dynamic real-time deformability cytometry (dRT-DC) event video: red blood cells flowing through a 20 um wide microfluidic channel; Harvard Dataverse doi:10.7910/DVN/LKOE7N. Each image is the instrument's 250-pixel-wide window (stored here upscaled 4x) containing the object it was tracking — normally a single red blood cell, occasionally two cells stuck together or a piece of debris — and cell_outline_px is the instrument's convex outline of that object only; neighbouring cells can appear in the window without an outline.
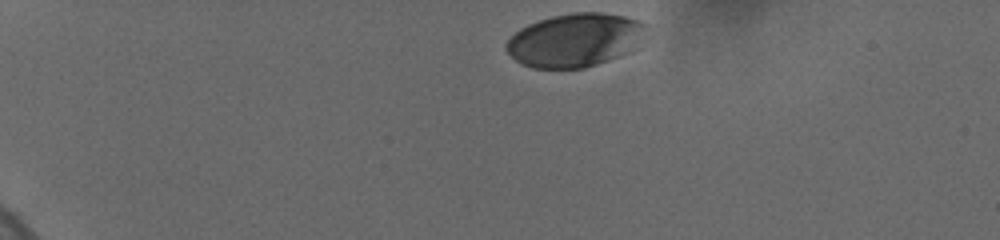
{"species": "human", "species_latin": "Homo sapiens", "temperature_condition": "cold", "stored_images_in_passage": 49, "camera_frame_rate_fps": 3000, "um_per_image_px": 0.085, "donor": {"sex": "female"}, "frame": {"image": 1, "passage_image": 1, "time_ms": 0.0, "image_size_px": [1000, 240], "cell_outline_px": [[644, 28], [636, 48], [632, 52], [584, 68], [532, 68], [520, 64], [504, 48], [504, 44], [520, 28], [528, 24], [552, 16], [576, 12], [600, 12], [624, 16], [640, 20], [644, 24]], "centroid_in_image_um": [48.85, 3.41], "position_along_channel_um": 36.2, "area_um2": 43.41}}
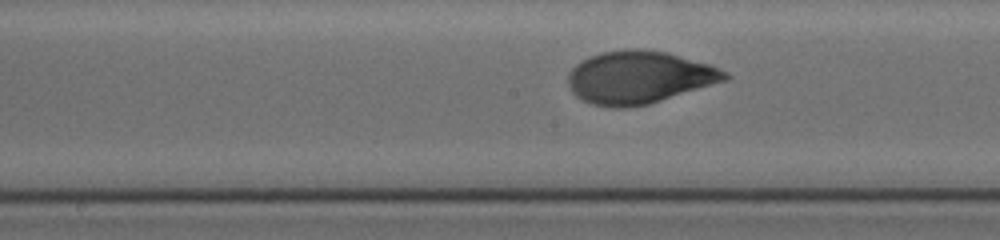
{"frame": {"image": 2, "passage_image": 26, "time_ms": 6.667, "image_size_px": [1000, 240], "cell_outline_px": [[732, 76], [728, 80], [648, 104], [628, 108], [612, 108], [592, 104], [576, 96], [572, 92], [568, 84], [568, 72], [580, 60], [588, 56], [600, 52], [624, 48], [640, 48], [668, 52], [708, 64], [720, 68], [728, 72]], "centroid_in_image_um": [54.32, 6.56], "position_along_channel_um": 193.9, "area_um2": 48.61}}
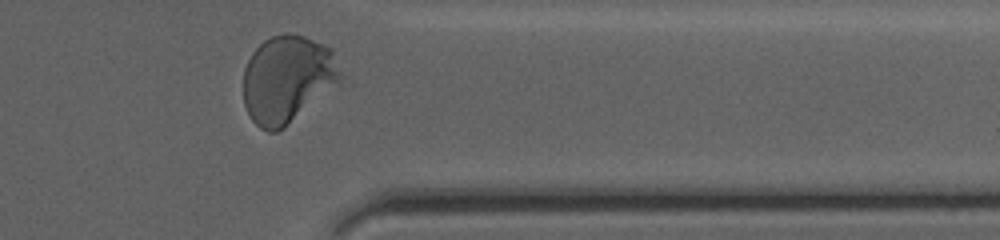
{"frame": {"image": 3, "passage_image": 48, "time_ms": 12.0, "image_size_px": [1000, 240], "cell_outline_px": [[344, 76], [284, 128], [276, 132], [268, 132], [260, 128], [252, 120], [244, 104], [244, 68], [252, 52], [264, 40], [272, 36], [304, 36], [324, 44], [332, 48]], "centroid_in_image_um": [24.41, 6.73], "position_along_channel_um": 387.0, "area_um2": 48.73}, "authors_computed_cell_mechanics": {"area_um2": 46.8758, "velocity_mm_per_s": 3.6688, "shape_relaxation_time_tau1_ms": 4.2205, "shape_relaxation_time_tau2_ms": null, "deformation_change_tau1": 0.185, "deformation_change_tau2": null}}